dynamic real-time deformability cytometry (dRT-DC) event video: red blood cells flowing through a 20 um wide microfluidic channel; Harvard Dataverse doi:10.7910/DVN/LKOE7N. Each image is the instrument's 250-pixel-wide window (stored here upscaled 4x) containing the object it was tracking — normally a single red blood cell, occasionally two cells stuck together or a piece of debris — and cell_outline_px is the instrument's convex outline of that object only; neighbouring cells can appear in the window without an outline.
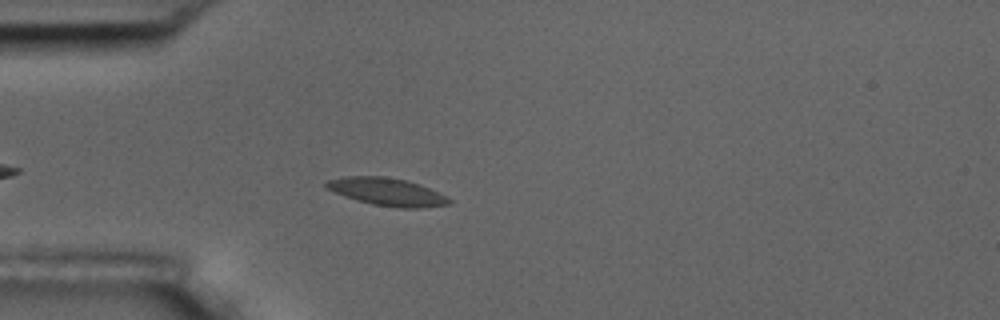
{"species": "common noctule bat (a hibernating species)", "species_latin": "Nyctalus noctula", "temperature_condition": "room temperature", "stored_images_in_passage": 5, "camera_frame_rate_fps": 3000, "um_per_image_px": 0.085, "animal": {"sex": "male", "body_mass_g": 17.5, "forearm_length_mm": 52.3}, "frame": {"image": 1, "passage_image": 4, "time_ms": 4.333, "image_size_px": [1000, 320], "cell_outline_px": [[452, 200], [448, 204], [416, 208], [400, 208], [372, 204], [356, 200], [344, 196], [324, 188], [324, 184], [328, 180], [344, 176], [384, 176], [404, 180], [428, 188], [448, 196]], "centroid_in_image_um": [32.84, 16.3], "position_along_channel_um": 52.2, "area_um2": 19.65}}